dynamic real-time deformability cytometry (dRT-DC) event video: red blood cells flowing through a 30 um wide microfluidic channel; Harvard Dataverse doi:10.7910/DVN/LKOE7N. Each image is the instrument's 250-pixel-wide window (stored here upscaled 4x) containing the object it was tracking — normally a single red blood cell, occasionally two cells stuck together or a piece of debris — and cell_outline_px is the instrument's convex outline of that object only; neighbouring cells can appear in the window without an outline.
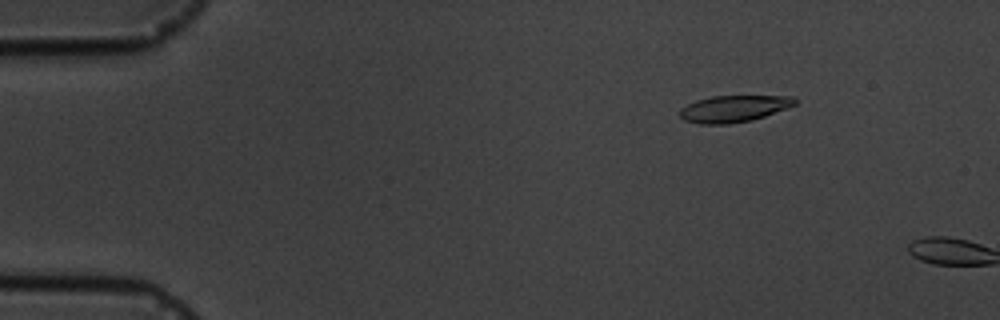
{"species": "common noctule bat (a hibernating species)", "species_latin": "Nyctalus noctula", "temperature_condition": "cold", "stored_images_in_passage": 4, "camera_frame_rate_fps": 3000, "um_per_image_px": 0.085, "animal": {"sex": "male", "body_mass_g": 19.5, "forearm_length_mm": 54.6}, "frame": {"image": 1, "passage_image": 3, "time_ms": 2.333, "image_size_px": [1000, 320], "cell_outline_px": [[796, 104], [788, 108], [752, 120], [728, 124], [700, 124], [684, 120], [680, 116], [680, 108], [696, 100], [712, 96], [792, 96], [796, 100]], "centroid_in_image_um": [62.36, 9.24], "position_along_channel_um": 22.6, "area_um2": 17.86}}